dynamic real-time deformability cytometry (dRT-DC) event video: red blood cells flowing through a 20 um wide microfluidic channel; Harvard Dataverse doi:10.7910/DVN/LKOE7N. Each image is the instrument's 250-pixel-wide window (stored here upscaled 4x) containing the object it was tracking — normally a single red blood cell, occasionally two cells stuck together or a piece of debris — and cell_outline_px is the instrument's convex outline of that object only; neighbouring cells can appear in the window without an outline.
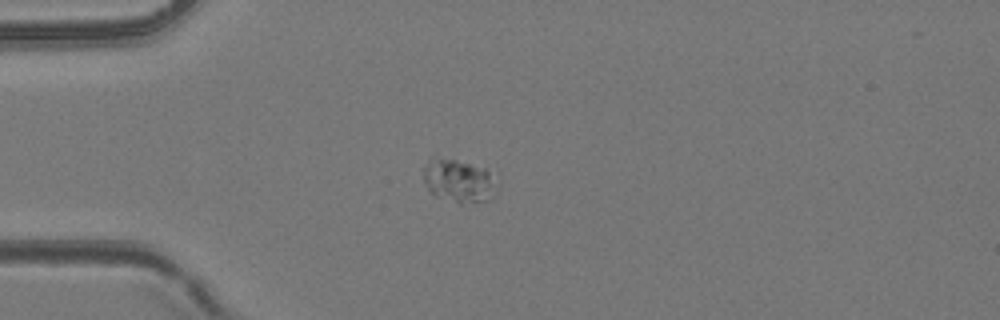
{"species": "common noctule bat (a hibernating species)", "species_latin": "Nyctalus noctula", "temperature_condition": "room temperature", "stored_images_in_passage": 47, "camera_frame_rate_fps": 3000, "um_per_image_px": 0.085, "animal": {"sex": "female", "body_mass_g": 24.6, "forearm_length_mm": 56.2}, "frame": {"image": 1, "passage_image": 13, "time_ms": 4.0, "image_size_px": [1000, 320], "cell_outline_px": [[500, 188], [488, 200], [460, 204], [436, 196], [424, 184], [424, 164], [432, 156], [456, 160], [484, 168], [500, 176]], "centroid_in_image_um": [39.08, 15.36], "position_along_channel_um": 45.9, "area_um2": 19.13}}
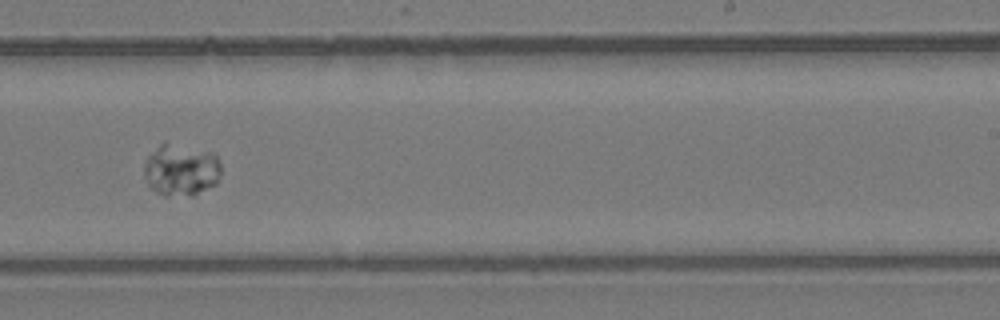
{"frame": {"image": 2, "passage_image": 30, "time_ms": 9.667, "image_size_px": [1000, 320], "cell_outline_px": [[220, 172], [216, 184], [192, 196], [164, 196], [156, 192], [148, 184], [144, 176], [144, 164], [148, 156], [164, 140], [168, 140], [212, 152], [216, 156], [220, 164]], "centroid_in_image_um": [15.37, 14.42], "position_along_channel_um": 273.6, "area_um2": 23.76}}
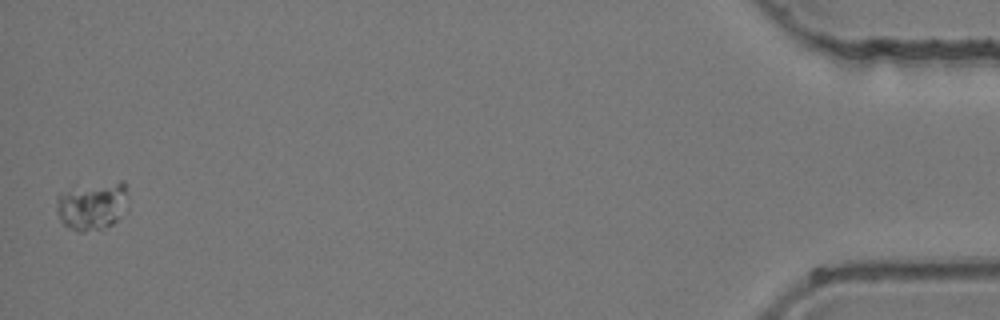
{"frame": {"image": 3, "passage_image": 47, "time_ms": 15.333, "image_size_px": [1000, 320], "cell_outline_px": [[128, 212], [124, 216], [112, 224], [100, 228], [84, 232], [76, 232], [64, 224], [60, 220], [56, 208], [56, 196], [120, 180], [124, 180], [128, 208]], "centroid_in_image_um": [7.91, 17.57], "position_along_channel_um": 427.3, "area_um2": 19.48}}